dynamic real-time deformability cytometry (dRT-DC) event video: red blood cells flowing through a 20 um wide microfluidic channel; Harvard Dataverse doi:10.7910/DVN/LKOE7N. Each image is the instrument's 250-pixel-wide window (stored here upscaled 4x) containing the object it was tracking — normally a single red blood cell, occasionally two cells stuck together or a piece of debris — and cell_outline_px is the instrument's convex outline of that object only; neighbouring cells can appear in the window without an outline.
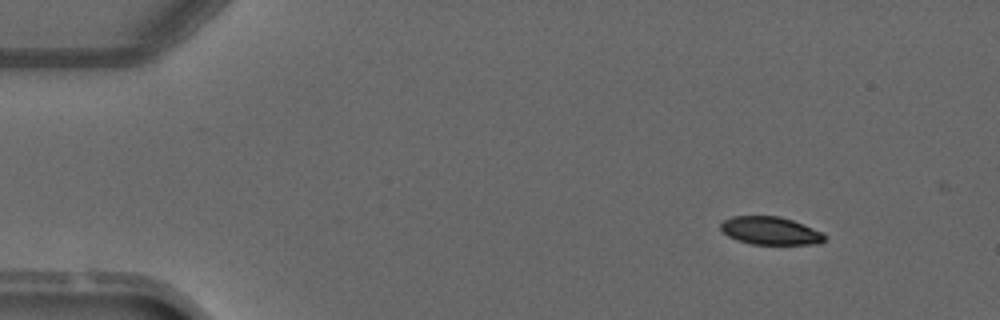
{"species": "common noctule bat (a hibernating species)", "species_latin": "Nyctalus noctula", "temperature_condition": "warm", "stored_images_in_passage": 4, "segment_of_instrument_passage": [1, 2], "camera_frame_rate_fps": 3000, "um_per_image_px": 0.085, "animal": {"sex": "male", "forearm_length_mm": 52.5}, "frame": {"image": 1, "passage_image": 1, "time_ms": 0.0, "image_size_px": [1000, 320], "cell_outline_px": [[824, 240], [820, 244], [752, 244], [736, 240], [728, 236], [720, 228], [720, 224], [724, 220], [732, 216], [780, 216], [792, 220], [824, 232]], "centroid_in_image_um": [65.48, 19.61], "position_along_channel_um": 19.5, "area_um2": 16.94}}